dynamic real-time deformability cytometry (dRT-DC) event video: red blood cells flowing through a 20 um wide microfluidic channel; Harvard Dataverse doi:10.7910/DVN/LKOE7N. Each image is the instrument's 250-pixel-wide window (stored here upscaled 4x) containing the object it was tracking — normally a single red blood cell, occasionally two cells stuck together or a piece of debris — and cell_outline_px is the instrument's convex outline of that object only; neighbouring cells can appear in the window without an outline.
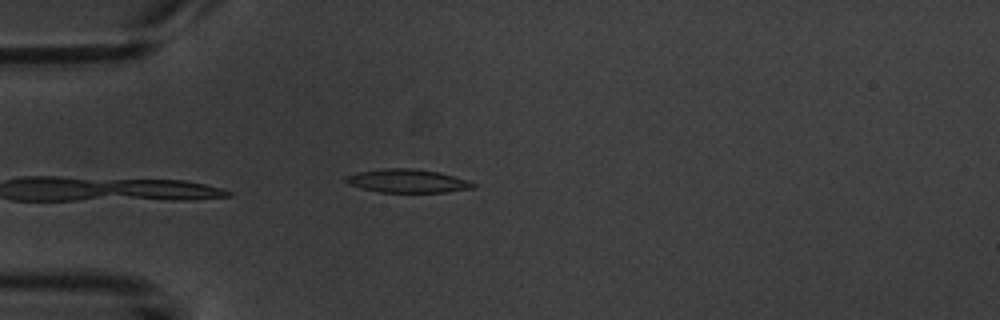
{"species": "common noctule bat (a hibernating species)", "species_latin": "Nyctalus noctula", "temperature_condition": "warm", "stored_images_in_passage": 5, "camera_frame_rate_fps": 3000, "um_per_image_px": 0.085, "animal": {"sex": "male", "body_mass_g": 20.1, "forearm_length_mm": 53.5}, "frame": {"image": 1, "passage_image": 5, "time_ms": 4.333, "image_size_px": [1000, 320], "cell_outline_px": [[476, 188], [444, 192], [380, 192], [360, 188], [348, 184], [344, 180], [344, 176], [356, 172], [384, 168], [412, 168], [436, 172], [452, 176], [476, 184]], "centroid_in_image_um": [34.55, 15.38], "position_along_channel_um": 50.5, "area_um2": 17.28}}